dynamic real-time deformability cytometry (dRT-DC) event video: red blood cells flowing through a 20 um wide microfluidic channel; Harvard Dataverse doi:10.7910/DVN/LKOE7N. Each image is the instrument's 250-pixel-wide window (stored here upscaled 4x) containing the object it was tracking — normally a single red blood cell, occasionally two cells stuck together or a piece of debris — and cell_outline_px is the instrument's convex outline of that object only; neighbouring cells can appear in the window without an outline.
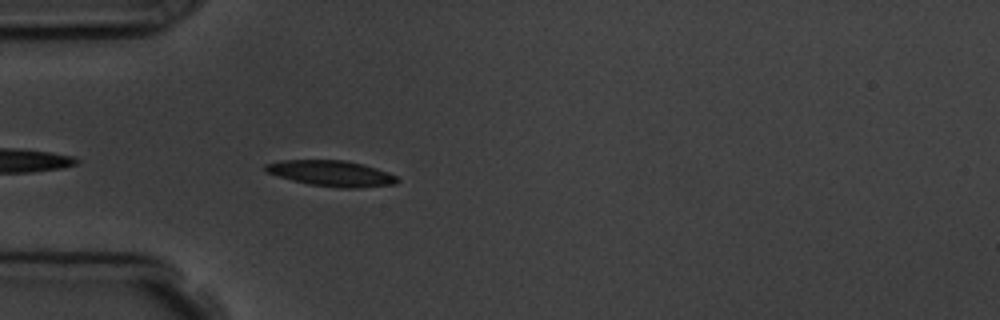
{"species": "common noctule bat (a hibernating species)", "species_latin": "Nyctalus noctula", "temperature_condition": "room temperature", "stored_images_in_passage": 5, "camera_frame_rate_fps": 3000, "um_per_image_px": 0.085, "animal": {"sex": "male", "body_mass_g": 19.5, "forearm_length_mm": 54.6}, "frame": {"image": 1, "passage_image": 5, "time_ms": 4.667, "image_size_px": [1000, 320], "cell_outline_px": [[400, 180], [396, 184], [360, 188], [340, 188], [308, 184], [292, 180], [264, 172], [264, 164], [280, 160], [344, 160], [376, 168], [388, 172], [396, 176]], "centroid_in_image_um": [28.14, 14.74], "position_along_channel_um": 56.9, "area_um2": 19.88}}